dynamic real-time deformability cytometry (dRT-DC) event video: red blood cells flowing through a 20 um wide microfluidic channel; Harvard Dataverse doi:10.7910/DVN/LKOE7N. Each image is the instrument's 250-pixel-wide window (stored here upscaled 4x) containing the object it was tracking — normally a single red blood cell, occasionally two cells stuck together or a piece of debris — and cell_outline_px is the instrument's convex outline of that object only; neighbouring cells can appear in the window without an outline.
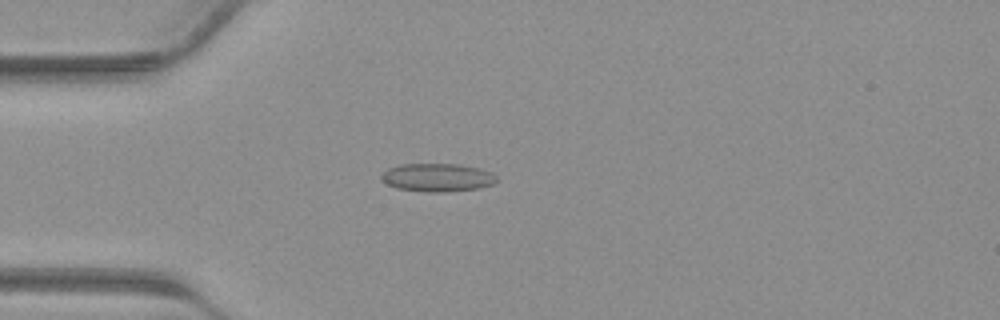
{"species": "common noctule bat (a hibernating species)", "species_latin": "Nyctalus noctula", "temperature_condition": "warm", "stored_images_in_passage": 40, "camera_frame_rate_fps": 3000, "um_per_image_px": 0.085, "animal": {"sex": "male", "body_mass_g": 23.1, "forearm_length_mm": 52.7}, "frame": {"image": 1, "passage_image": 11, "time_ms": 3.333, "image_size_px": [1000, 320], "cell_outline_px": [[496, 180], [492, 184], [480, 188], [448, 192], [428, 192], [396, 188], [380, 180], [380, 176], [388, 168], [400, 164], [460, 164], [480, 168], [492, 172], [496, 176]], "centroid_in_image_um": [37.17, 15.08], "position_along_channel_um": 47.8, "area_um2": 19.07}}
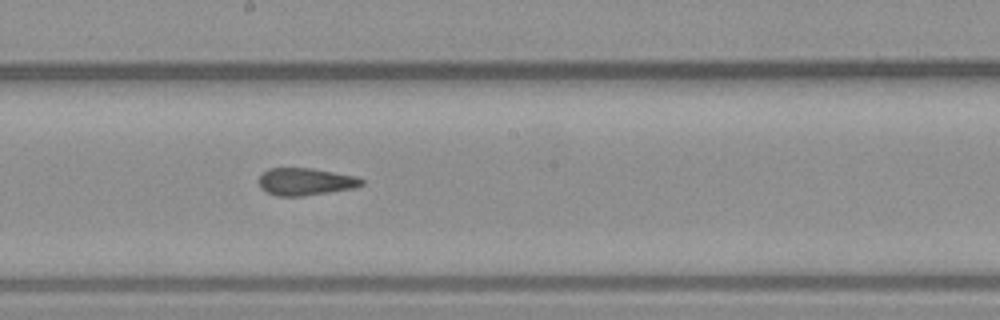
{"frame": {"image": 2, "passage_image": 22, "time_ms": 7.0, "image_size_px": [1000, 320], "cell_outline_px": [[364, 184], [352, 188], [328, 192], [300, 196], [276, 196], [260, 188], [256, 180], [268, 168], [312, 168], [352, 176], [364, 180]], "centroid_in_image_um": [25.89, 15.44], "position_along_channel_um": 222.3, "area_um2": 16.18}}
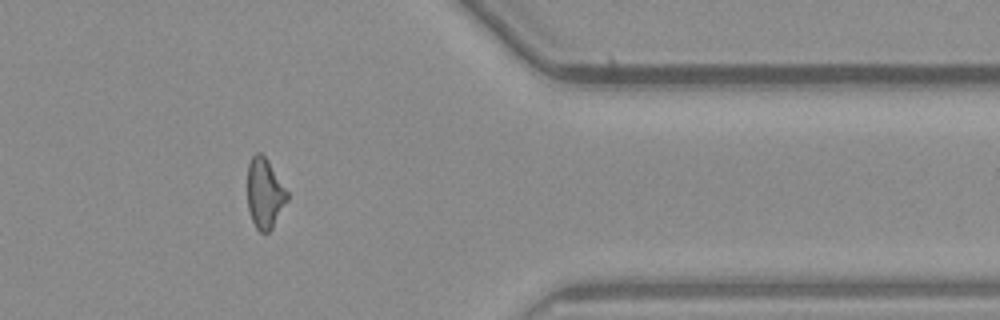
{"frame": {"image": 3, "passage_image": 33, "time_ms": 10.667, "image_size_px": [1000, 320], "cell_outline_px": [[288, 200], [272, 228], [268, 232], [260, 232], [256, 228], [252, 220], [248, 208], [248, 164], [252, 156], [256, 152], [260, 152], [268, 160], [288, 192]], "centroid_in_image_um": [22.5, 16.43], "position_along_channel_um": 388.9, "area_um2": 16.18}}